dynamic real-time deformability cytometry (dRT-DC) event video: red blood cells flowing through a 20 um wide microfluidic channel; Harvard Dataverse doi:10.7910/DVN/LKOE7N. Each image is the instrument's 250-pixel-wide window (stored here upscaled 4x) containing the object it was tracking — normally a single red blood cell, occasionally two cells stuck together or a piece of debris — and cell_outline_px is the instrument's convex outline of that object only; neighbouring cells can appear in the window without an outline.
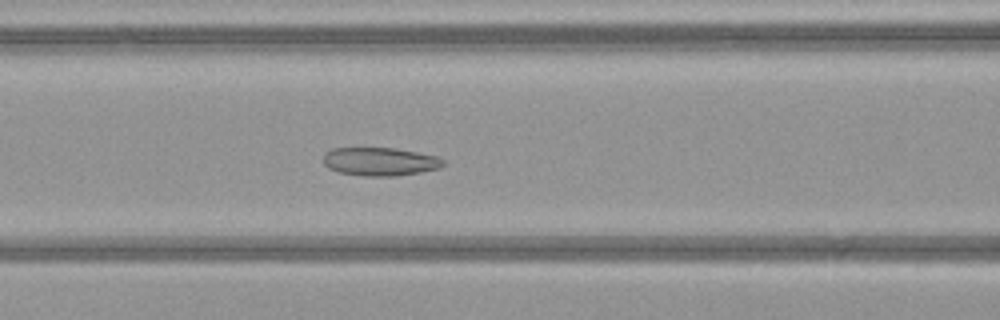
{"species": "common noctule bat (a hibernating species)", "species_latin": "Nyctalus noctula", "temperature_condition": "warm", "stored_images_in_passage": 52, "camera_frame_rate_fps": 3000, "um_per_image_px": 0.085, "animal": {"sex": "female", "body_mass_g": 21.9}, "frame": {"image": 1, "passage_image": 22, "time_ms": 7.0, "image_size_px": [1000, 320], "cell_outline_px": [[444, 164], [440, 168], [420, 172], [396, 176], [364, 176], [340, 172], [328, 168], [324, 164], [324, 152], [332, 148], [396, 148], [440, 156], [444, 160]], "centroid_in_image_um": [32.32, 13.72], "position_along_channel_um": 134.3, "area_um2": 19.94}}
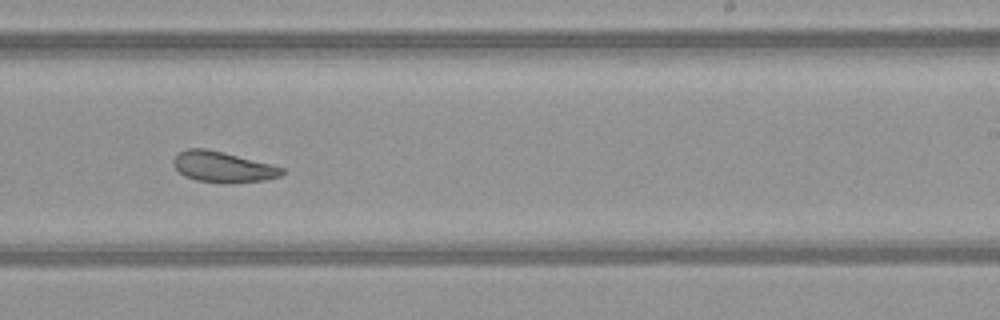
{"frame": {"image": 2, "passage_image": 32, "time_ms": 10.333, "image_size_px": [1000, 320], "cell_outline_px": [[284, 172], [280, 176], [264, 180], [232, 184], [224, 184], [196, 180], [184, 176], [172, 164], [172, 160], [180, 152], [188, 148], [204, 148], [224, 152], [284, 168]], "centroid_in_image_um": [18.92, 14.21], "position_along_channel_um": 270.1, "area_um2": 19.48}}
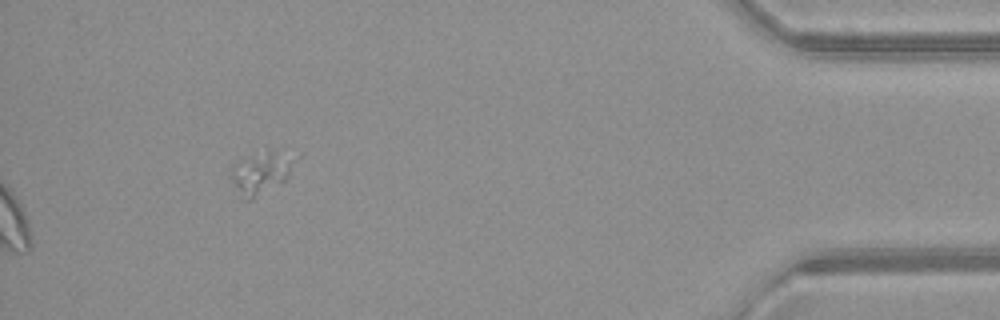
{"frame": {"image": 3, "passage_image": 52, "time_ms": 17.0, "image_size_px": [1000, 320], "cell_outline_px": [[288, 172], [284, 180], [252, 200], [244, 200], [228, 176], [232, 164], [268, 152], [288, 164]], "centroid_in_image_um": [21.9, 14.87], "position_along_channel_um": 413.3, "area_um2": 13.47}, "authors_computed_cell_mechanics": {"area_um2": 22.2819, "velocity_mm_per_s": 4.0808, "shape_relaxation_time_tau1_ms": null, "shape_relaxation_time_tau2_ms": 5.126, "deformation_change_tau1": null, "deformation_change_tau2": 0.1277}}